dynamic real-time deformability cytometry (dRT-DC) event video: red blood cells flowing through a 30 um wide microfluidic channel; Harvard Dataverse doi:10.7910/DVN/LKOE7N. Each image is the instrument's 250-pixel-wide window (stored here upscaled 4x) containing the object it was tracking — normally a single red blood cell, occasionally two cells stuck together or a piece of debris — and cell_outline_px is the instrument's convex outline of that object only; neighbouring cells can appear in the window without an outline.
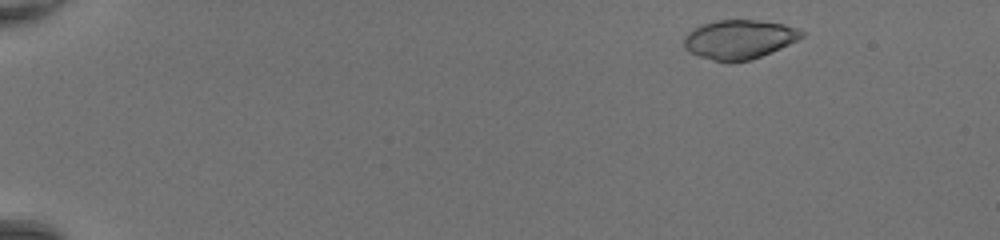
{"species": "common noctule bat (a hibernating species)", "species_latin": "Nyctalus noctula", "temperature_condition": "room temperature", "stored_images_in_passage": 45, "camera_frame_rate_fps": 3000, "um_per_image_px": 0.085, "animal": {"sex": "female", "body_mass_g": 20.0, "forearm_length_mm": 54.0}, "frame": {"image": 1, "passage_image": 3, "time_ms": 0.667, "image_size_px": [1000, 240], "cell_outline_px": [[804, 36], [772, 52], [748, 60], [732, 64], [728, 64], [700, 56], [688, 52], [684, 48], [684, 36], [688, 32], [704, 24], [716, 20], [756, 20], [784, 24], [800, 28], [804, 32]], "centroid_in_image_um": [62.83, 3.36], "position_along_channel_um": 22.2, "area_um2": 26.93}}
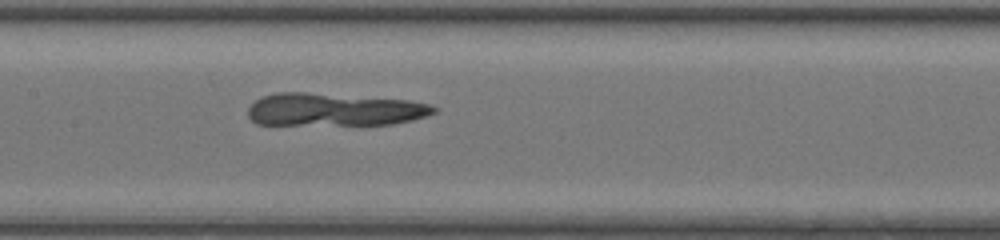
{"frame": {"image": 2, "passage_image": 23, "time_ms": 7.333, "image_size_px": [1000, 240], "cell_outline_px": [[440, 108], [436, 112], [412, 120], [392, 124], [360, 128], [256, 124], [248, 116], [248, 108], [256, 100], [264, 96], [276, 92], [304, 92], [408, 100], [432, 104]], "centroid_in_image_um": [28.44, 9.38], "position_along_channel_um": 179.0, "area_um2": 37.28}}
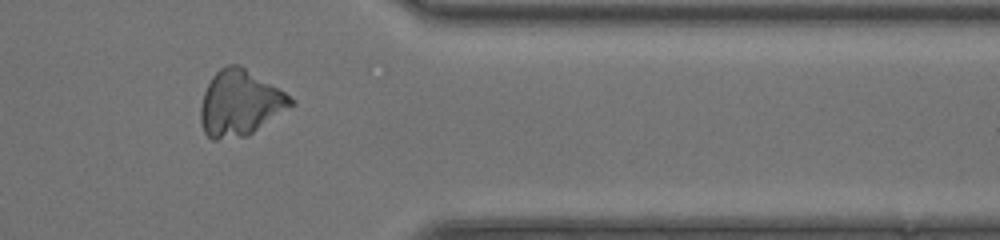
{"frame": {"image": 3, "passage_image": 38, "time_ms": 12.333, "image_size_px": [1000, 240], "cell_outline_px": [[296, 104], [248, 136], [216, 140], [212, 140], [204, 132], [200, 120], [200, 108], [204, 92], [212, 76], [220, 68], [228, 64], [236, 64], [244, 68], [284, 92], [296, 100]], "centroid_in_image_um": [20.39, 8.8], "position_along_channel_um": 391.0, "area_um2": 34.39}}